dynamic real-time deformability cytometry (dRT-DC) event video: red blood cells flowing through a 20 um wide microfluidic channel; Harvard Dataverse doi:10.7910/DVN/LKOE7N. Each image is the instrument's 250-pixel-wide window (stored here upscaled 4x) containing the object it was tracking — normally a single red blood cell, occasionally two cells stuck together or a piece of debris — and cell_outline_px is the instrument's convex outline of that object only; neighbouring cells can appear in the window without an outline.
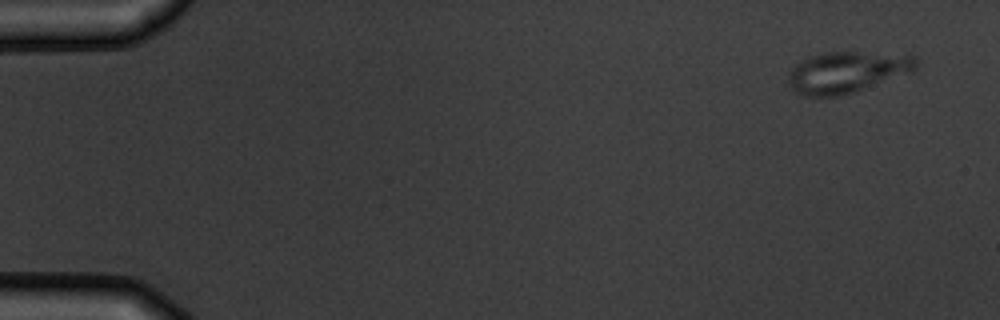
{"species": "common noctule bat (a hibernating species)", "species_latin": "Nyctalus noctula", "temperature_condition": "warm", "stored_images_in_passage": 4, "camera_frame_rate_fps": 3000, "um_per_image_px": 0.085, "animal": {"sex": "male", "body_mass_g": 19.5, "forearm_length_mm": 54.6}, "frame": {"image": 1, "passage_image": 1, "time_ms": 0.0, "image_size_px": [1000, 320], "cell_outline_px": [[916, 68], [912, 72], [840, 96], [800, 96], [788, 84], [788, 72], [796, 64], [812, 56], [828, 52], [856, 52], [916, 56]], "centroid_in_image_um": [71.95, 6.14], "position_along_channel_um": 13.1, "area_um2": 30.23}}